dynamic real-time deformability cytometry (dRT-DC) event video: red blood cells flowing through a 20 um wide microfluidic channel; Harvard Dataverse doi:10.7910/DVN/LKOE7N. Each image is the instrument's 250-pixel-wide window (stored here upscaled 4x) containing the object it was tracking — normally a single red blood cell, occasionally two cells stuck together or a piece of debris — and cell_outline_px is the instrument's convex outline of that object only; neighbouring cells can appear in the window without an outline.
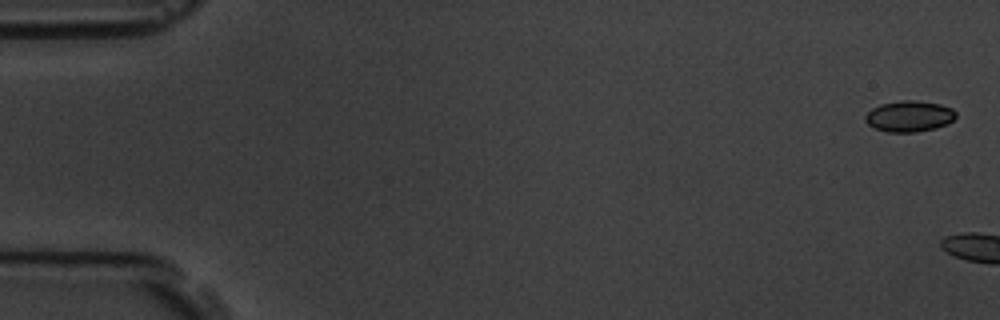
{"species": "common noctule bat (a hibernating species)", "species_latin": "Nyctalus noctula", "temperature_condition": "room temperature", "stored_images_in_passage": 9, "camera_frame_rate_fps": 3000, "um_per_image_px": 0.085, "animal": {"sex": "male", "body_mass_g": 19.5, "forearm_length_mm": 54.6}, "frame": {"image": 1, "passage_image": 1, "time_ms": 0.0, "image_size_px": [1000, 320], "cell_outline_px": [[956, 116], [948, 124], [936, 128], [916, 132], [888, 132], [876, 128], [868, 124], [864, 120], [864, 116], [872, 108], [880, 104], [900, 100], [916, 100], [940, 104], [952, 108], [956, 112]], "centroid_in_image_um": [77.29, 9.87], "position_along_channel_um": 7.7, "area_um2": 16.47}}
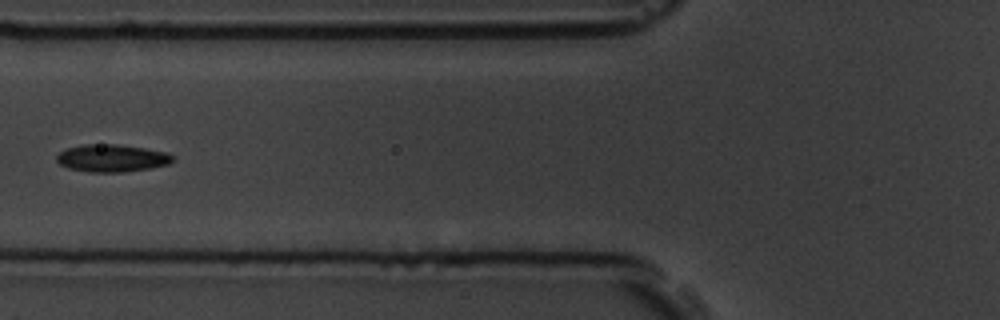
{"frame": {"image": 2, "passage_image": 8, "time_ms": 8.0, "image_size_px": [1000, 320], "cell_outline_px": [[176, 160], [168, 164], [152, 168], [124, 172], [88, 172], [68, 168], [60, 164], [56, 160], [56, 156], [64, 148], [80, 144], [116, 144], [144, 148], [168, 152]], "centroid_in_image_um": [9.5, 13.44], "position_along_channel_um": 116.3, "area_um2": 18.84}}
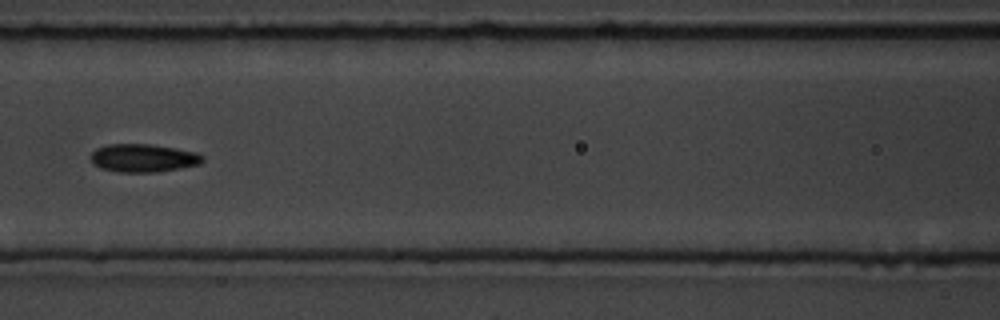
{"frame": {"image": 3, "passage_image": 9, "time_ms": 9.0, "image_size_px": [1000, 320], "cell_outline_px": [[204, 160], [200, 164], [180, 168], [156, 172], [120, 172], [100, 168], [92, 164], [92, 152], [96, 148], [108, 144], [148, 144], [176, 148], [196, 152], [204, 156]], "centroid_in_image_um": [12.18, 13.43], "position_along_channel_um": 154.4, "area_um2": 18.32}}